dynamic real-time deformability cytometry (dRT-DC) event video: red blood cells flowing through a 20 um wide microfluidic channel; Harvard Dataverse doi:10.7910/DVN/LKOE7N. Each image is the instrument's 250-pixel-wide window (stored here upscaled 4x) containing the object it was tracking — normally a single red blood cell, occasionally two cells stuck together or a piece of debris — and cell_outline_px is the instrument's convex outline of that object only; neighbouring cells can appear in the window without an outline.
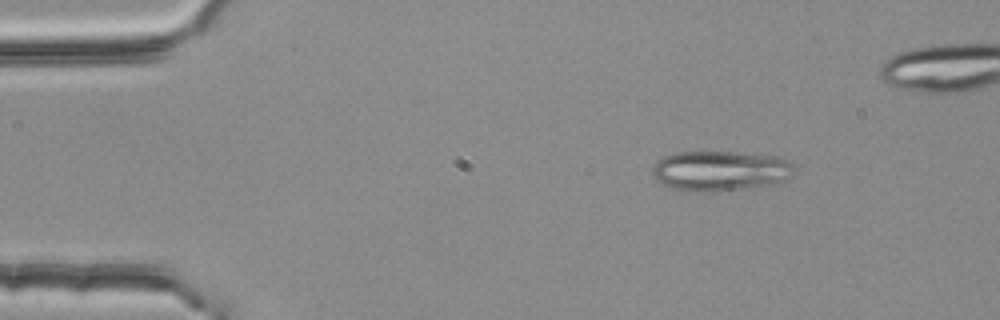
{"species": "common noctule bat (a hibernating species)", "species_latin": "Nyctalus noctula", "temperature_condition": "room temperature", "stored_images_in_passage": 4, "camera_frame_rate_fps": 3000, "um_per_image_px": 0.085, "animal": {"sex": "female", "body_mass_g": 25.1}, "frame": {"image": 1, "passage_image": 1, "time_ms": 0.0, "image_size_px": [1000, 320], "cell_outline_px": [[796, 168], [792, 176], [776, 184], [708, 192], [696, 192], [676, 188], [664, 184], [656, 180], [652, 176], [652, 164], [664, 156], [676, 152], [732, 152], [776, 156], [792, 164]], "centroid_in_image_um": [61.21, 14.51], "position_along_channel_um": 23.8, "area_um2": 33.06}}